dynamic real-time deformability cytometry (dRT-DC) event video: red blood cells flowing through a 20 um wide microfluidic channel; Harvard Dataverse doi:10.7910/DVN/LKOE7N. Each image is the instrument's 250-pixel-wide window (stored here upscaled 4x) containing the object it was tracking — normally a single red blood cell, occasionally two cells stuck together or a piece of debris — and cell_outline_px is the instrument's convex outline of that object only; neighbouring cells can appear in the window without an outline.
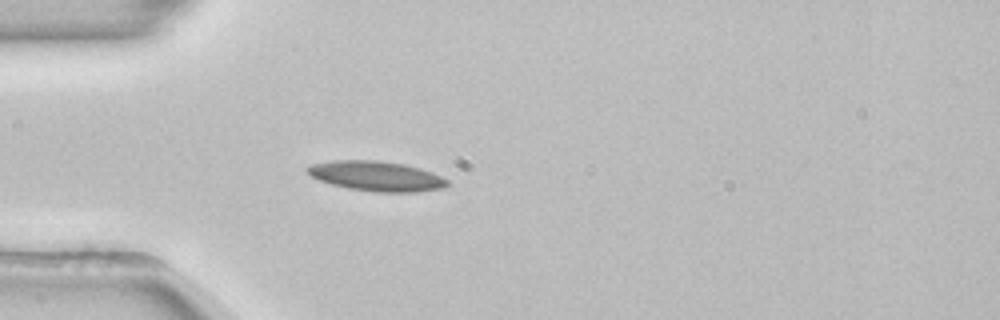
{"species": "common noctule bat (a hibernating species)", "species_latin": "Nyctalus noctula", "temperature_condition": "room temperature", "stored_images_in_passage": 54, "camera_frame_rate_fps": 3000, "um_per_image_px": 0.085, "animal": {"sex": "female", "body_mass_g": 22.7, "forearm_length_mm": 54.2}, "frame": {"image": 1, "passage_image": 16, "time_ms": 5.0, "image_size_px": [1000, 320], "cell_outline_px": [[452, 184], [444, 188], [416, 192], [376, 192], [348, 188], [332, 184], [320, 180], [304, 172], [304, 168], [312, 164], [332, 160], [380, 160], [400, 164], [432, 172], [448, 180]], "centroid_in_image_um": [31.98, 14.97], "position_along_channel_um": 53.0, "area_um2": 24.39}, "authors_computed_cell_mechanics": {"area_um2": 21.6172, "velocity_mm_per_s": 3.8479, "shape_relaxation_time_tau1_ms": 9.8978, "shape_relaxation_time_tau2_ms": null, "deformation_change_tau1": 0.1927, "deformation_change_tau2": null}}